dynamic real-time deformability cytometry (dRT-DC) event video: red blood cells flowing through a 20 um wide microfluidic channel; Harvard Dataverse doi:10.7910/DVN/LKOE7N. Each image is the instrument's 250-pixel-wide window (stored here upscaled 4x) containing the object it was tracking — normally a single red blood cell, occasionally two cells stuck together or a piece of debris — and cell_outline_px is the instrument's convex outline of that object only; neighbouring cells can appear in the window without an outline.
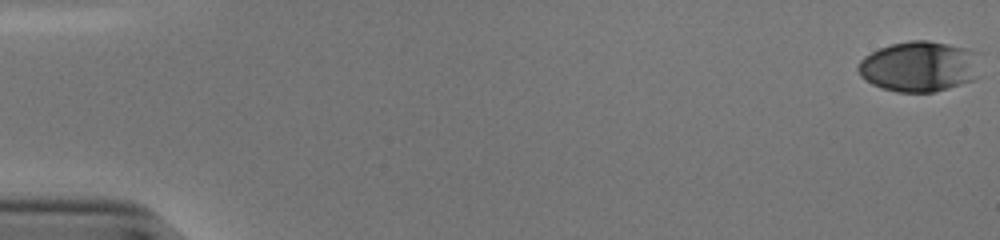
{"species": "human", "species_latin": "Homo sapiens", "temperature_condition": "cold", "stored_images_in_passage": 50, "camera_frame_rate_fps": 3000, "um_per_image_px": 0.085, "donor": {"sex": "male"}, "frame": {"image": 1, "passage_image": 1, "time_ms": 0.0, "image_size_px": [1000, 240], "cell_outline_px": [[980, 52], [972, 80], [948, 88], [932, 92], [896, 92], [880, 88], [872, 84], [860, 76], [856, 68], [860, 60], [864, 56], [880, 48], [892, 44], [908, 40], [928, 40], [968, 48]], "centroid_in_image_um": [78.09, 5.64], "position_along_channel_um": 6.9, "area_um2": 35.89}}
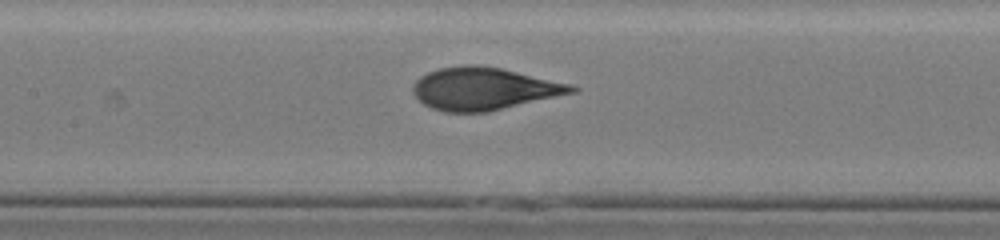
{"frame": {"image": 2, "passage_image": 27, "time_ms": 8.667, "image_size_px": [1000, 240], "cell_outline_px": [[580, 88], [576, 92], [488, 112], [444, 112], [432, 108], [424, 104], [412, 92], [412, 84], [420, 76], [428, 72], [440, 68], [464, 64], [476, 64], [500, 68], [572, 84]], "centroid_in_image_um": [41.12, 7.54], "position_along_channel_um": 166.3, "area_um2": 39.3}}
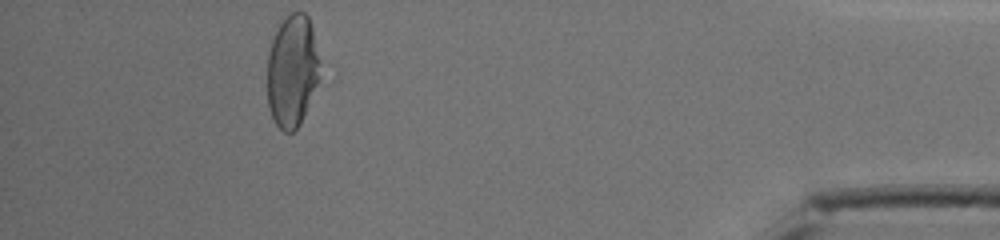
{"frame": {"image": 3, "passage_image": 50, "time_ms": 16.333, "image_size_px": [1000, 240], "cell_outline_px": [[320, 64], [316, 84], [300, 124], [292, 132], [284, 132], [276, 124], [268, 108], [268, 56], [272, 40], [276, 28], [292, 12], [304, 12], [308, 16], [312, 28], [320, 60]], "centroid_in_image_um": [24.83, 6.01], "position_along_channel_um": 410.4, "area_um2": 33.99}, "authors_computed_cell_mechanics": {"area_um2": 38.5237, "velocity_mm_per_s": 3.854, "shape_relaxation_time_tau1_ms": 4.9017, "shape_relaxation_time_tau2_ms": 0.7457, "deformation_change_tau1": 0.2104, "deformation_change_tau2": 0.0621}}